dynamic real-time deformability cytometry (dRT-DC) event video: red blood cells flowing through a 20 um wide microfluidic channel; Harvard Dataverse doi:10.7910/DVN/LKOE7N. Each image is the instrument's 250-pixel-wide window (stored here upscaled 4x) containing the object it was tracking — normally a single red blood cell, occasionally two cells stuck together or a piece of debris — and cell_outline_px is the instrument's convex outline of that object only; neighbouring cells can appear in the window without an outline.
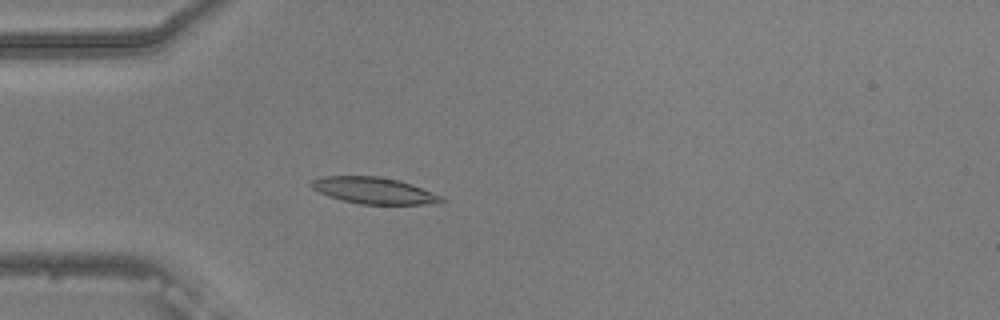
{"species": "common noctule bat (a hibernating species)", "species_latin": "Nyctalus noctula", "temperature_condition": "warm", "stored_images_in_passage": 47, "camera_frame_rate_fps": 3000, "um_per_image_px": 0.085, "animal": {"sex": "male", "body_mass_g": 20.5, "forearm_length_mm": 52.5}, "frame": {"image": 1, "passage_image": 15, "time_ms": 4.667, "image_size_px": [1000, 320], "cell_outline_px": [[448, 200], [424, 204], [360, 204], [340, 200], [328, 196], [312, 188], [308, 184], [312, 180], [320, 176], [376, 176], [396, 180], [412, 184], [444, 196]], "centroid_in_image_um": [31.76, 16.19], "position_along_channel_um": 53.2, "area_um2": 20.11}}
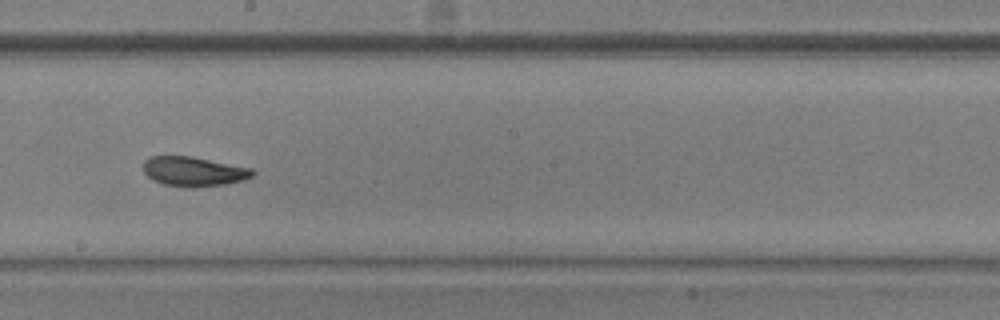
{"frame": {"image": 2, "passage_image": 30, "time_ms": 9.667, "image_size_px": [1000, 320], "cell_outline_px": [[256, 172], [252, 176], [244, 180], [228, 184], [196, 188], [188, 188], [164, 184], [152, 180], [144, 172], [144, 160], [152, 156], [192, 156], [252, 168]], "centroid_in_image_um": [16.49, 14.59], "position_along_channel_um": 231.7, "area_um2": 19.07}}
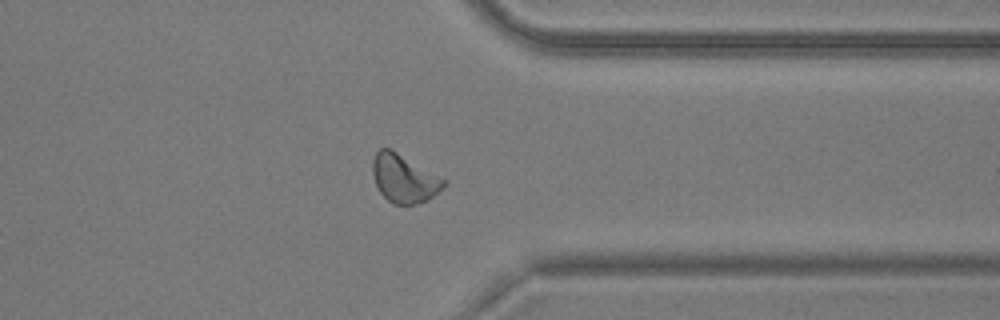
{"frame": {"image": 3, "passage_image": 42, "time_ms": 13.667, "image_size_px": [1000, 320], "cell_outline_px": [[448, 184], [444, 188], [432, 196], [416, 204], [396, 204], [388, 200], [380, 192], [376, 184], [372, 172], [372, 160], [376, 152], [380, 148], [392, 148], [448, 180]], "centroid_in_image_um": [34.37, 15.13], "position_along_channel_um": 377.0, "area_um2": 20.17}, "authors_computed_cell_mechanics": {"area_um2": 19.5364, "velocity_mm_per_s": 3.7374, "shape_relaxation_time_tau1_ms": 5.1956, "shape_relaxation_time_tau2_ms": 3.0598, "deformation_change_tau1": 0.1367, "deformation_change_tau2": 0.0957}}